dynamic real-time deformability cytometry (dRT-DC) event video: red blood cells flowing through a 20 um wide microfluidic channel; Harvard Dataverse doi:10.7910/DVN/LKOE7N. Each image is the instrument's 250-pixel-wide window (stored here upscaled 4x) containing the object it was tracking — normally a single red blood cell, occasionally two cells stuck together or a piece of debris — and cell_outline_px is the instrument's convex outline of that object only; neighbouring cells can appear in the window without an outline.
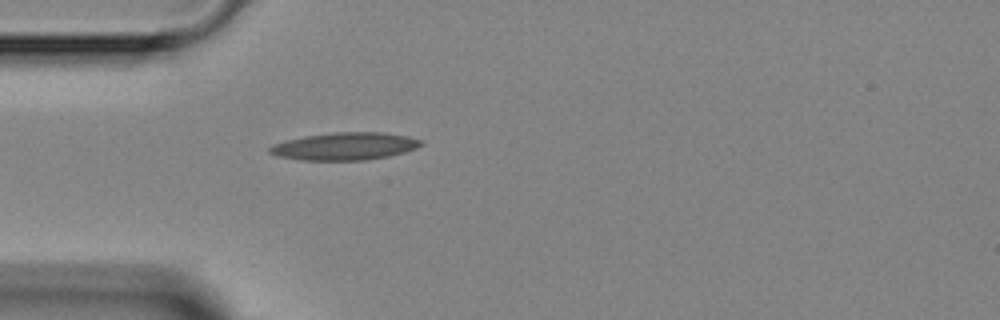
{"species": "Egyptian fruit bat (a non-hibernating species)", "species_latin": "Rousettus aegyptiacus", "temperature_condition": "room temperature", "stored_images_in_passage": 1, "camera_frame_rate_fps": 3000, "um_per_image_px": 0.085, "animal": {"sex": "female"}, "frame": {"image": 1, "passage_image": 1, "time_ms": 0.0, "image_size_px": [1000, 320], "cell_outline_px": [[424, 144], [416, 148], [404, 152], [388, 156], [364, 160], [300, 160], [276, 156], [268, 152], [268, 148], [272, 144], [304, 136], [336, 132], [384, 132], [408, 136], [424, 140]], "centroid_in_image_um": [29.32, 12.43], "position_along_channel_um": 55.7, "area_um2": 24.39}}